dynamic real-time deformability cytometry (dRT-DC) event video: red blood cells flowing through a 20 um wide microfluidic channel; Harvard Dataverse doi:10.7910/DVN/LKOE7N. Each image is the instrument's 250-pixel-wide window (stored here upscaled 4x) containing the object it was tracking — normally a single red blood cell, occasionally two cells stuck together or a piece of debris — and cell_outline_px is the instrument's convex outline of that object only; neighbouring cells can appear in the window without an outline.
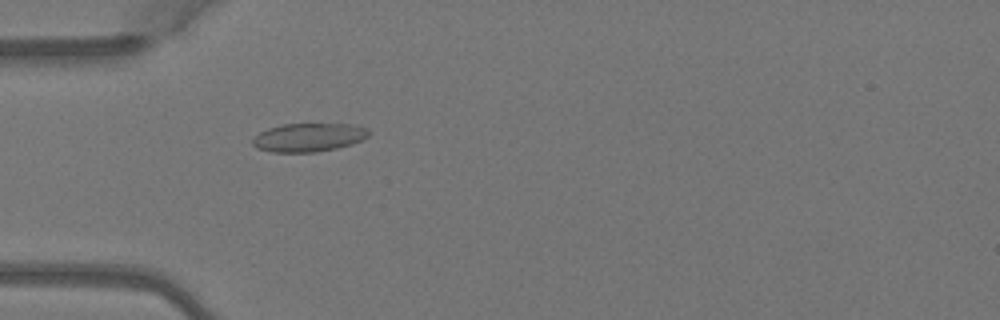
{"species": "Egyptian fruit bat (a non-hibernating species)", "species_latin": "Rousettus aegyptiacus", "temperature_condition": "warm", "stored_images_in_passage": 4, "camera_frame_rate_fps": 3000, "um_per_image_px": 0.085, "animal": {"sex": "female"}, "frame": {"image": 1, "passage_image": 4, "time_ms": 1.0, "image_size_px": [1000, 320], "cell_outline_px": [[368, 136], [352, 144], [336, 148], [316, 152], [272, 152], [256, 148], [252, 144], [252, 140], [260, 132], [268, 128], [280, 124], [348, 124], [368, 128]], "centroid_in_image_um": [26.2, 11.68], "position_along_channel_um": 58.8, "area_um2": 19.19}}